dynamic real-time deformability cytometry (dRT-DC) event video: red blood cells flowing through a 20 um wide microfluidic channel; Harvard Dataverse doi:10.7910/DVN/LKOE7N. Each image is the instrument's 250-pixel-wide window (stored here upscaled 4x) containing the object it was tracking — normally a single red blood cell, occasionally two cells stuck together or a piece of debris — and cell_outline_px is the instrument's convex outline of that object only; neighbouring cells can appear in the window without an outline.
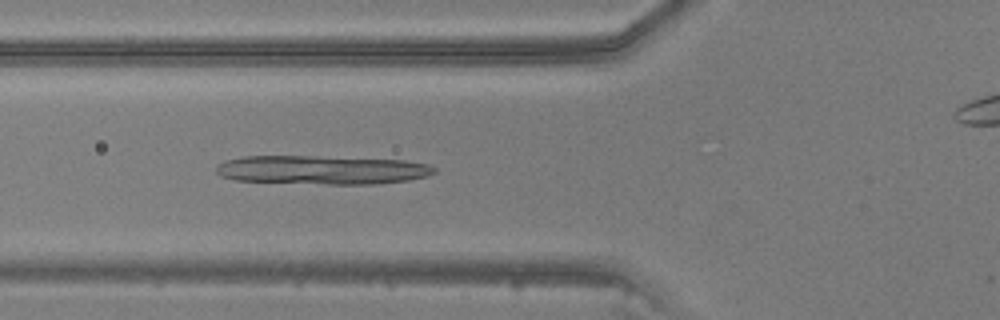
{"species": "common noctule bat (a hibernating species)", "species_latin": "Nyctalus noctula", "temperature_condition": "warm", "stored_images_in_passage": 48, "camera_frame_rate_fps": 3000, "um_per_image_px": 0.085, "animal": {"sex": "male", "body_mass_g": 20.5, "forearm_length_mm": 52.5}, "frame": {"image": 1, "passage_image": 18, "time_ms": 5.667, "image_size_px": [1000, 320], "cell_outline_px": [[436, 172], [428, 176], [408, 180], [380, 184], [328, 184], [236, 180], [220, 176], [216, 172], [216, 164], [224, 160], [244, 156], [308, 156], [404, 160], [428, 164], [436, 168]], "centroid_in_image_um": [27.37, 14.44], "position_along_channel_um": 98.4, "area_um2": 36.7}}
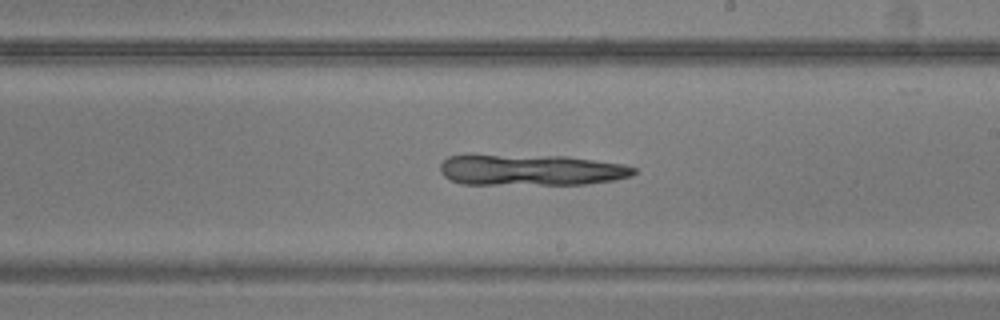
{"frame": {"image": 2, "passage_image": 28, "time_ms": 9.0, "image_size_px": [1000, 320], "cell_outline_px": [[636, 172], [632, 176], [616, 180], [588, 184], [460, 184], [444, 176], [440, 172], [440, 164], [448, 156], [464, 152], [468, 152], [564, 156], [624, 164], [636, 168]], "centroid_in_image_um": [45.03, 14.4], "position_along_channel_um": 244.0, "area_um2": 36.41}}
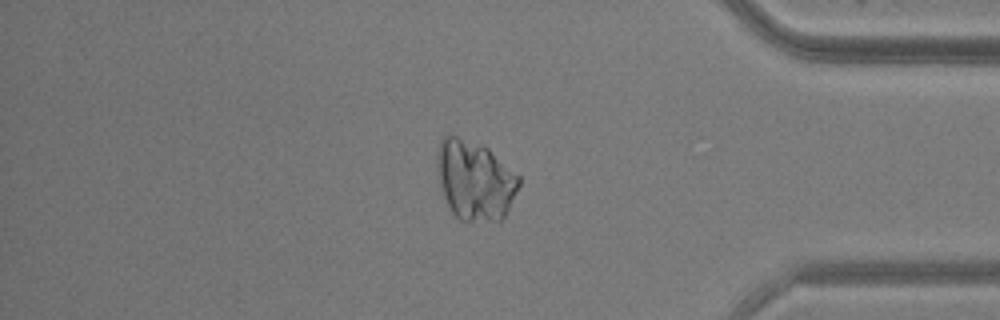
{"frame": {"image": 3, "passage_image": 40, "time_ms": 13.0, "image_size_px": [1000, 320], "cell_outline_px": [[520, 184], [504, 216], [500, 220], [460, 220], [452, 216], [440, 188], [436, 168], [436, 160], [440, 140], [448, 132], [480, 144], [488, 148], [520, 176]], "centroid_in_image_um": [40.31, 15.28], "position_along_channel_um": 394.9, "area_um2": 38.26}}